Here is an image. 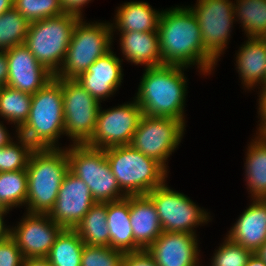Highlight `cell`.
<instances>
[{"instance_id": "cell-29", "label": "cell", "mask_w": 266, "mask_h": 266, "mask_svg": "<svg viewBox=\"0 0 266 266\" xmlns=\"http://www.w3.org/2000/svg\"><path fill=\"white\" fill-rule=\"evenodd\" d=\"M234 15L246 37H266V0H236Z\"/></svg>"}, {"instance_id": "cell-35", "label": "cell", "mask_w": 266, "mask_h": 266, "mask_svg": "<svg viewBox=\"0 0 266 266\" xmlns=\"http://www.w3.org/2000/svg\"><path fill=\"white\" fill-rule=\"evenodd\" d=\"M124 252L109 246L84 245L81 266H122Z\"/></svg>"}, {"instance_id": "cell-46", "label": "cell", "mask_w": 266, "mask_h": 266, "mask_svg": "<svg viewBox=\"0 0 266 266\" xmlns=\"http://www.w3.org/2000/svg\"><path fill=\"white\" fill-rule=\"evenodd\" d=\"M258 254V256H260L264 262L266 263V240L263 243V245L261 246V248L256 252Z\"/></svg>"}, {"instance_id": "cell-30", "label": "cell", "mask_w": 266, "mask_h": 266, "mask_svg": "<svg viewBox=\"0 0 266 266\" xmlns=\"http://www.w3.org/2000/svg\"><path fill=\"white\" fill-rule=\"evenodd\" d=\"M27 188L26 170L0 172V200L9 211L26 204Z\"/></svg>"}, {"instance_id": "cell-7", "label": "cell", "mask_w": 266, "mask_h": 266, "mask_svg": "<svg viewBox=\"0 0 266 266\" xmlns=\"http://www.w3.org/2000/svg\"><path fill=\"white\" fill-rule=\"evenodd\" d=\"M79 19L74 26L62 67L55 78L76 79L100 57L112 50L111 23Z\"/></svg>"}, {"instance_id": "cell-1", "label": "cell", "mask_w": 266, "mask_h": 266, "mask_svg": "<svg viewBox=\"0 0 266 266\" xmlns=\"http://www.w3.org/2000/svg\"><path fill=\"white\" fill-rule=\"evenodd\" d=\"M157 32L162 65H196L204 76L211 74L217 61L206 51L197 17L189 6L162 10Z\"/></svg>"}, {"instance_id": "cell-21", "label": "cell", "mask_w": 266, "mask_h": 266, "mask_svg": "<svg viewBox=\"0 0 266 266\" xmlns=\"http://www.w3.org/2000/svg\"><path fill=\"white\" fill-rule=\"evenodd\" d=\"M130 221L134 242L146 250L163 232L158 213L147 195H130Z\"/></svg>"}, {"instance_id": "cell-13", "label": "cell", "mask_w": 266, "mask_h": 266, "mask_svg": "<svg viewBox=\"0 0 266 266\" xmlns=\"http://www.w3.org/2000/svg\"><path fill=\"white\" fill-rule=\"evenodd\" d=\"M189 8L197 17L206 51L218 62L229 44L236 20L234 3L230 0H197L195 6Z\"/></svg>"}, {"instance_id": "cell-12", "label": "cell", "mask_w": 266, "mask_h": 266, "mask_svg": "<svg viewBox=\"0 0 266 266\" xmlns=\"http://www.w3.org/2000/svg\"><path fill=\"white\" fill-rule=\"evenodd\" d=\"M142 115V109L135 99L106 110L100 107L95 130L86 145L106 149L131 144Z\"/></svg>"}, {"instance_id": "cell-27", "label": "cell", "mask_w": 266, "mask_h": 266, "mask_svg": "<svg viewBox=\"0 0 266 266\" xmlns=\"http://www.w3.org/2000/svg\"><path fill=\"white\" fill-rule=\"evenodd\" d=\"M84 245L74 229H63L46 258L51 266H81Z\"/></svg>"}, {"instance_id": "cell-14", "label": "cell", "mask_w": 266, "mask_h": 266, "mask_svg": "<svg viewBox=\"0 0 266 266\" xmlns=\"http://www.w3.org/2000/svg\"><path fill=\"white\" fill-rule=\"evenodd\" d=\"M17 226L9 228L24 258L47 257L63 228L48 214L25 213Z\"/></svg>"}, {"instance_id": "cell-44", "label": "cell", "mask_w": 266, "mask_h": 266, "mask_svg": "<svg viewBox=\"0 0 266 266\" xmlns=\"http://www.w3.org/2000/svg\"><path fill=\"white\" fill-rule=\"evenodd\" d=\"M5 215H7V213H0V238L9 234V226H6L4 222Z\"/></svg>"}, {"instance_id": "cell-8", "label": "cell", "mask_w": 266, "mask_h": 266, "mask_svg": "<svg viewBox=\"0 0 266 266\" xmlns=\"http://www.w3.org/2000/svg\"><path fill=\"white\" fill-rule=\"evenodd\" d=\"M69 170L89 187L95 202L118 201L127 196L120 189L104 149L86 144L66 147Z\"/></svg>"}, {"instance_id": "cell-36", "label": "cell", "mask_w": 266, "mask_h": 266, "mask_svg": "<svg viewBox=\"0 0 266 266\" xmlns=\"http://www.w3.org/2000/svg\"><path fill=\"white\" fill-rule=\"evenodd\" d=\"M23 260L22 252L9 234L0 238V266H22Z\"/></svg>"}, {"instance_id": "cell-23", "label": "cell", "mask_w": 266, "mask_h": 266, "mask_svg": "<svg viewBox=\"0 0 266 266\" xmlns=\"http://www.w3.org/2000/svg\"><path fill=\"white\" fill-rule=\"evenodd\" d=\"M107 225L112 249L124 253L142 250L135 242L130 221V196L107 202Z\"/></svg>"}, {"instance_id": "cell-6", "label": "cell", "mask_w": 266, "mask_h": 266, "mask_svg": "<svg viewBox=\"0 0 266 266\" xmlns=\"http://www.w3.org/2000/svg\"><path fill=\"white\" fill-rule=\"evenodd\" d=\"M79 19L76 15L64 13L29 23L24 44L54 76L63 65L74 26Z\"/></svg>"}, {"instance_id": "cell-40", "label": "cell", "mask_w": 266, "mask_h": 266, "mask_svg": "<svg viewBox=\"0 0 266 266\" xmlns=\"http://www.w3.org/2000/svg\"><path fill=\"white\" fill-rule=\"evenodd\" d=\"M8 81V61L5 51H0V87L6 86Z\"/></svg>"}, {"instance_id": "cell-20", "label": "cell", "mask_w": 266, "mask_h": 266, "mask_svg": "<svg viewBox=\"0 0 266 266\" xmlns=\"http://www.w3.org/2000/svg\"><path fill=\"white\" fill-rule=\"evenodd\" d=\"M236 55V69L246 89L266 86V37H247ZM260 84V85H258Z\"/></svg>"}, {"instance_id": "cell-28", "label": "cell", "mask_w": 266, "mask_h": 266, "mask_svg": "<svg viewBox=\"0 0 266 266\" xmlns=\"http://www.w3.org/2000/svg\"><path fill=\"white\" fill-rule=\"evenodd\" d=\"M32 95L9 86L0 87V117L15 125L16 132L28 120Z\"/></svg>"}, {"instance_id": "cell-41", "label": "cell", "mask_w": 266, "mask_h": 266, "mask_svg": "<svg viewBox=\"0 0 266 266\" xmlns=\"http://www.w3.org/2000/svg\"><path fill=\"white\" fill-rule=\"evenodd\" d=\"M22 266H51L46 257L24 258Z\"/></svg>"}, {"instance_id": "cell-25", "label": "cell", "mask_w": 266, "mask_h": 266, "mask_svg": "<svg viewBox=\"0 0 266 266\" xmlns=\"http://www.w3.org/2000/svg\"><path fill=\"white\" fill-rule=\"evenodd\" d=\"M245 167L252 199H266V140L259 134L248 144Z\"/></svg>"}, {"instance_id": "cell-10", "label": "cell", "mask_w": 266, "mask_h": 266, "mask_svg": "<svg viewBox=\"0 0 266 266\" xmlns=\"http://www.w3.org/2000/svg\"><path fill=\"white\" fill-rule=\"evenodd\" d=\"M185 125L173 118L142 115L131 146L168 168V158L183 139Z\"/></svg>"}, {"instance_id": "cell-47", "label": "cell", "mask_w": 266, "mask_h": 266, "mask_svg": "<svg viewBox=\"0 0 266 266\" xmlns=\"http://www.w3.org/2000/svg\"><path fill=\"white\" fill-rule=\"evenodd\" d=\"M9 210L3 205V203L0 200V213H8Z\"/></svg>"}, {"instance_id": "cell-33", "label": "cell", "mask_w": 266, "mask_h": 266, "mask_svg": "<svg viewBox=\"0 0 266 266\" xmlns=\"http://www.w3.org/2000/svg\"><path fill=\"white\" fill-rule=\"evenodd\" d=\"M13 7L30 23L65 13L60 0H14Z\"/></svg>"}, {"instance_id": "cell-39", "label": "cell", "mask_w": 266, "mask_h": 266, "mask_svg": "<svg viewBox=\"0 0 266 266\" xmlns=\"http://www.w3.org/2000/svg\"><path fill=\"white\" fill-rule=\"evenodd\" d=\"M259 101H258V116L260 118V124L259 128L257 129V133L259 134L265 127H266V86L262 89H260V93H259Z\"/></svg>"}, {"instance_id": "cell-37", "label": "cell", "mask_w": 266, "mask_h": 266, "mask_svg": "<svg viewBox=\"0 0 266 266\" xmlns=\"http://www.w3.org/2000/svg\"><path fill=\"white\" fill-rule=\"evenodd\" d=\"M122 266H157L147 250L124 253Z\"/></svg>"}, {"instance_id": "cell-38", "label": "cell", "mask_w": 266, "mask_h": 266, "mask_svg": "<svg viewBox=\"0 0 266 266\" xmlns=\"http://www.w3.org/2000/svg\"><path fill=\"white\" fill-rule=\"evenodd\" d=\"M91 0H60L61 7L63 8L64 12L67 14H73L79 17H82V9L88 4Z\"/></svg>"}, {"instance_id": "cell-31", "label": "cell", "mask_w": 266, "mask_h": 266, "mask_svg": "<svg viewBox=\"0 0 266 266\" xmlns=\"http://www.w3.org/2000/svg\"><path fill=\"white\" fill-rule=\"evenodd\" d=\"M29 23L14 7L2 13L0 15V51L24 44Z\"/></svg>"}, {"instance_id": "cell-22", "label": "cell", "mask_w": 266, "mask_h": 266, "mask_svg": "<svg viewBox=\"0 0 266 266\" xmlns=\"http://www.w3.org/2000/svg\"><path fill=\"white\" fill-rule=\"evenodd\" d=\"M120 49L125 60L145 68L162 65L158 32H120Z\"/></svg>"}, {"instance_id": "cell-4", "label": "cell", "mask_w": 266, "mask_h": 266, "mask_svg": "<svg viewBox=\"0 0 266 266\" xmlns=\"http://www.w3.org/2000/svg\"><path fill=\"white\" fill-rule=\"evenodd\" d=\"M16 134L35 149L62 148L57 143L65 134L61 78L54 77L32 95L28 120Z\"/></svg>"}, {"instance_id": "cell-11", "label": "cell", "mask_w": 266, "mask_h": 266, "mask_svg": "<svg viewBox=\"0 0 266 266\" xmlns=\"http://www.w3.org/2000/svg\"><path fill=\"white\" fill-rule=\"evenodd\" d=\"M65 135L73 144H86L95 130L101 103L76 79H62Z\"/></svg>"}, {"instance_id": "cell-9", "label": "cell", "mask_w": 266, "mask_h": 266, "mask_svg": "<svg viewBox=\"0 0 266 266\" xmlns=\"http://www.w3.org/2000/svg\"><path fill=\"white\" fill-rule=\"evenodd\" d=\"M147 195L156 207L162 231L196 234V226L211 220L210 213L198 207L184 193L170 189L167 183L154 188Z\"/></svg>"}, {"instance_id": "cell-42", "label": "cell", "mask_w": 266, "mask_h": 266, "mask_svg": "<svg viewBox=\"0 0 266 266\" xmlns=\"http://www.w3.org/2000/svg\"><path fill=\"white\" fill-rule=\"evenodd\" d=\"M13 138H11L6 126H4L3 122H0V148L8 145Z\"/></svg>"}, {"instance_id": "cell-18", "label": "cell", "mask_w": 266, "mask_h": 266, "mask_svg": "<svg viewBox=\"0 0 266 266\" xmlns=\"http://www.w3.org/2000/svg\"><path fill=\"white\" fill-rule=\"evenodd\" d=\"M123 59H119L110 50L98 58L86 72L80 74L76 80L99 103L111 97L121 86L123 80ZM114 93V94H113Z\"/></svg>"}, {"instance_id": "cell-15", "label": "cell", "mask_w": 266, "mask_h": 266, "mask_svg": "<svg viewBox=\"0 0 266 266\" xmlns=\"http://www.w3.org/2000/svg\"><path fill=\"white\" fill-rule=\"evenodd\" d=\"M95 203L86 183L68 170L48 215L63 229H75Z\"/></svg>"}, {"instance_id": "cell-34", "label": "cell", "mask_w": 266, "mask_h": 266, "mask_svg": "<svg viewBox=\"0 0 266 266\" xmlns=\"http://www.w3.org/2000/svg\"><path fill=\"white\" fill-rule=\"evenodd\" d=\"M253 252L225 237L211 260V266H246Z\"/></svg>"}, {"instance_id": "cell-48", "label": "cell", "mask_w": 266, "mask_h": 266, "mask_svg": "<svg viewBox=\"0 0 266 266\" xmlns=\"http://www.w3.org/2000/svg\"><path fill=\"white\" fill-rule=\"evenodd\" d=\"M259 135L266 140V127L259 133Z\"/></svg>"}, {"instance_id": "cell-16", "label": "cell", "mask_w": 266, "mask_h": 266, "mask_svg": "<svg viewBox=\"0 0 266 266\" xmlns=\"http://www.w3.org/2000/svg\"><path fill=\"white\" fill-rule=\"evenodd\" d=\"M5 53L8 61L7 86L34 95L54 78L25 44L14 46Z\"/></svg>"}, {"instance_id": "cell-2", "label": "cell", "mask_w": 266, "mask_h": 266, "mask_svg": "<svg viewBox=\"0 0 266 266\" xmlns=\"http://www.w3.org/2000/svg\"><path fill=\"white\" fill-rule=\"evenodd\" d=\"M187 67L161 65L145 68L138 86L136 100L146 116L168 117L185 125V100Z\"/></svg>"}, {"instance_id": "cell-24", "label": "cell", "mask_w": 266, "mask_h": 266, "mask_svg": "<svg viewBox=\"0 0 266 266\" xmlns=\"http://www.w3.org/2000/svg\"><path fill=\"white\" fill-rule=\"evenodd\" d=\"M112 31L119 32H157L161 12L143 1L125 2L117 7ZM116 29V30H115Z\"/></svg>"}, {"instance_id": "cell-5", "label": "cell", "mask_w": 266, "mask_h": 266, "mask_svg": "<svg viewBox=\"0 0 266 266\" xmlns=\"http://www.w3.org/2000/svg\"><path fill=\"white\" fill-rule=\"evenodd\" d=\"M104 151L112 173L126 196L148 194L166 182L168 169L130 144L109 147Z\"/></svg>"}, {"instance_id": "cell-17", "label": "cell", "mask_w": 266, "mask_h": 266, "mask_svg": "<svg viewBox=\"0 0 266 266\" xmlns=\"http://www.w3.org/2000/svg\"><path fill=\"white\" fill-rule=\"evenodd\" d=\"M196 234L163 231L146 249L157 266H199Z\"/></svg>"}, {"instance_id": "cell-3", "label": "cell", "mask_w": 266, "mask_h": 266, "mask_svg": "<svg viewBox=\"0 0 266 266\" xmlns=\"http://www.w3.org/2000/svg\"><path fill=\"white\" fill-rule=\"evenodd\" d=\"M69 170L66 147L35 149L27 165L26 212L49 214Z\"/></svg>"}, {"instance_id": "cell-19", "label": "cell", "mask_w": 266, "mask_h": 266, "mask_svg": "<svg viewBox=\"0 0 266 266\" xmlns=\"http://www.w3.org/2000/svg\"><path fill=\"white\" fill-rule=\"evenodd\" d=\"M252 200L226 236L256 253L266 240V199Z\"/></svg>"}, {"instance_id": "cell-32", "label": "cell", "mask_w": 266, "mask_h": 266, "mask_svg": "<svg viewBox=\"0 0 266 266\" xmlns=\"http://www.w3.org/2000/svg\"><path fill=\"white\" fill-rule=\"evenodd\" d=\"M13 140L0 148V172L26 170L31 153L35 148L23 137L17 135Z\"/></svg>"}, {"instance_id": "cell-45", "label": "cell", "mask_w": 266, "mask_h": 266, "mask_svg": "<svg viewBox=\"0 0 266 266\" xmlns=\"http://www.w3.org/2000/svg\"><path fill=\"white\" fill-rule=\"evenodd\" d=\"M14 0H0V15L13 7Z\"/></svg>"}, {"instance_id": "cell-26", "label": "cell", "mask_w": 266, "mask_h": 266, "mask_svg": "<svg viewBox=\"0 0 266 266\" xmlns=\"http://www.w3.org/2000/svg\"><path fill=\"white\" fill-rule=\"evenodd\" d=\"M86 245L109 246L107 203L96 202L74 229Z\"/></svg>"}, {"instance_id": "cell-43", "label": "cell", "mask_w": 266, "mask_h": 266, "mask_svg": "<svg viewBox=\"0 0 266 266\" xmlns=\"http://www.w3.org/2000/svg\"><path fill=\"white\" fill-rule=\"evenodd\" d=\"M246 266H266V263L257 253H252Z\"/></svg>"}]
</instances>
